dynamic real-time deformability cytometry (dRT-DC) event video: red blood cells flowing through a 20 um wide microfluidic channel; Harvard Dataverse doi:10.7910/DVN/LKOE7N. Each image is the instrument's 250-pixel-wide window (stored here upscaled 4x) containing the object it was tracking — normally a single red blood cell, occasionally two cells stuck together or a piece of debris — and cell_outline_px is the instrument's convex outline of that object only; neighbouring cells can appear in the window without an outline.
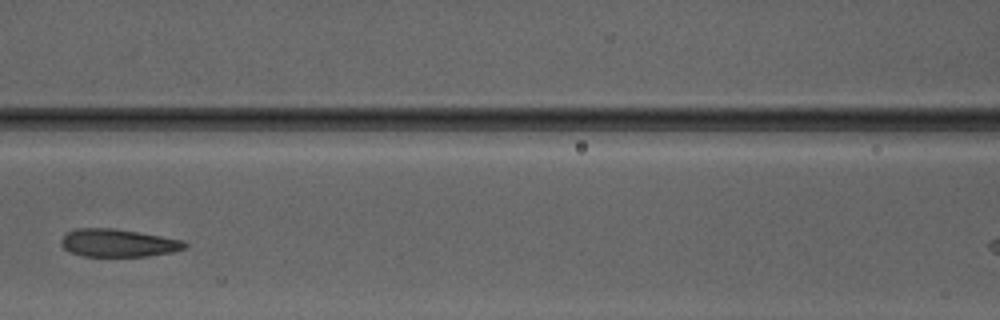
{"species": "Egyptian fruit bat (a non-hibernating species)", "species_latin": "Rousettus aegyptiacus", "temperature_condition": "warm", "stored_images_in_passage": 5, "camera_frame_rate_fps": 3000, "um_per_image_px": 0.085, "animal": {"sex": "male"}, "frame": {"image": 1, "passage_image": 3, "time_ms": 2.333, "image_size_px": [1000, 320], "cell_outline_px": [[188, 244], [184, 248], [172, 252], [148, 256], [84, 256], [72, 252], [64, 248], [60, 244], [60, 240], [68, 232], [76, 228], [112, 228], [184, 240]], "centroid_in_image_um": [10.04, 20.65], "position_along_channel_um": 156.6, "area_um2": 19.83}}
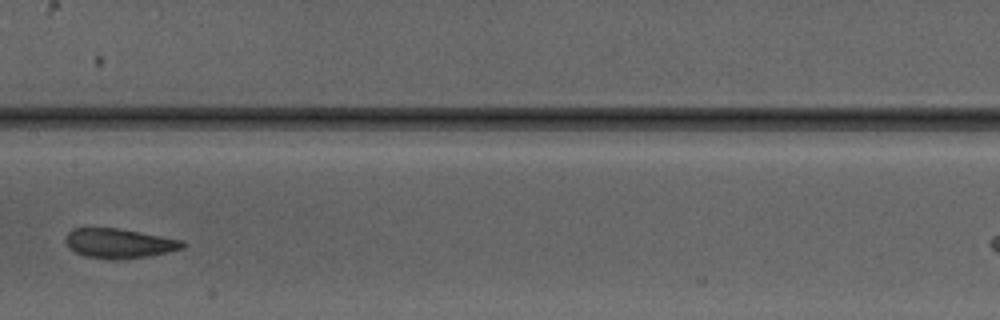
{"frame": {"image": 2, "passage_image": 4, "time_ms": 3.333, "image_size_px": [1000, 320], "cell_outline_px": [[188, 244], [184, 248], [168, 252], [148, 256], [116, 260], [108, 260], [84, 256], [68, 248], [64, 240], [68, 232], [72, 228], [120, 228], [184, 240]], "centroid_in_image_um": [10.14, 20.69], "position_along_channel_um": 197.3, "area_um2": 20.58}}